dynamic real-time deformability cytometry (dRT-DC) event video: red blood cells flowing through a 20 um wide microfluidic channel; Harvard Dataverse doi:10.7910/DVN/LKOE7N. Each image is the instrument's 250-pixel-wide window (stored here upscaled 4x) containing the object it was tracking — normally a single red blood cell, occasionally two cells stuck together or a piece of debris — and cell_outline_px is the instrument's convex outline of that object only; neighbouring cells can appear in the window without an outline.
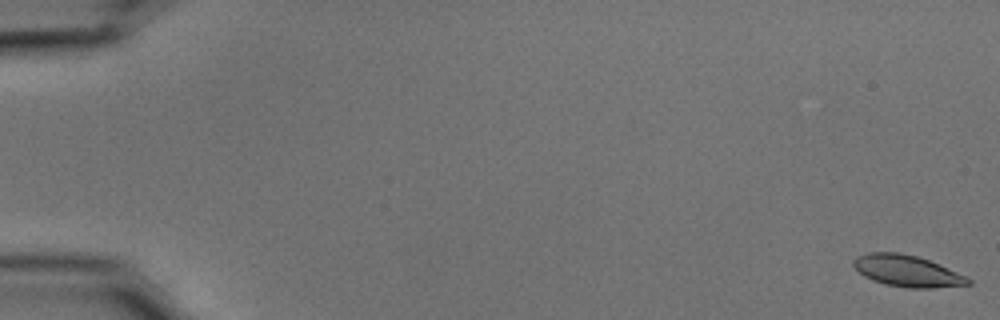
{"species": "common noctule bat (a hibernating species)", "species_latin": "Nyctalus noctula", "temperature_condition": "cold", "stored_images_in_passage": 55, "camera_frame_rate_fps": 3000, "um_per_image_px": 0.085, "animal": {"sex": "male", "body_mass_g": 15.6}, "frame": {"image": 1, "passage_image": 1, "time_ms": 0.0, "image_size_px": [1000, 320], "cell_outline_px": [[972, 284], [932, 288], [908, 288], [884, 284], [872, 280], [864, 276], [852, 264], [852, 260], [856, 256], [868, 252], [900, 252], [916, 256], [928, 260], [968, 276], [972, 280]], "centroid_in_image_um": [77.11, 23.03], "position_along_channel_um": 7.9, "area_um2": 21.15}}
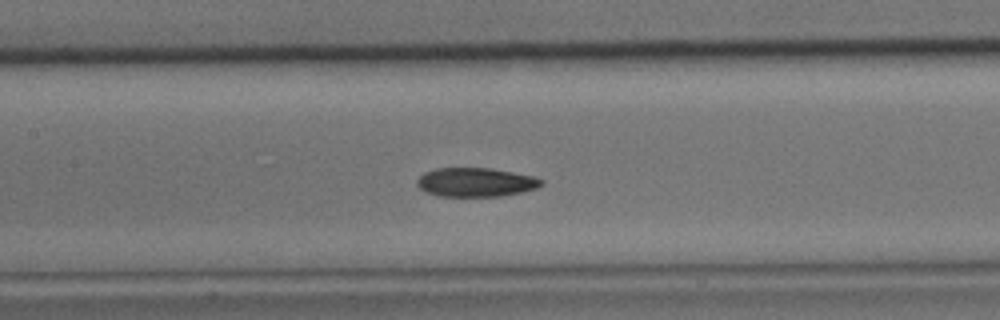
{"frame": {"image": 2, "passage_image": 27, "time_ms": 8.667, "image_size_px": [1000, 320], "cell_outline_px": [[544, 184], [536, 188], [520, 192], [500, 196], [436, 196], [420, 188], [416, 184], [416, 180], [424, 172], [436, 168], [492, 168], [532, 176], [544, 180]], "centroid_in_image_um": [40.42, 15.48], "position_along_channel_um": 167.0, "area_um2": 20.92}}
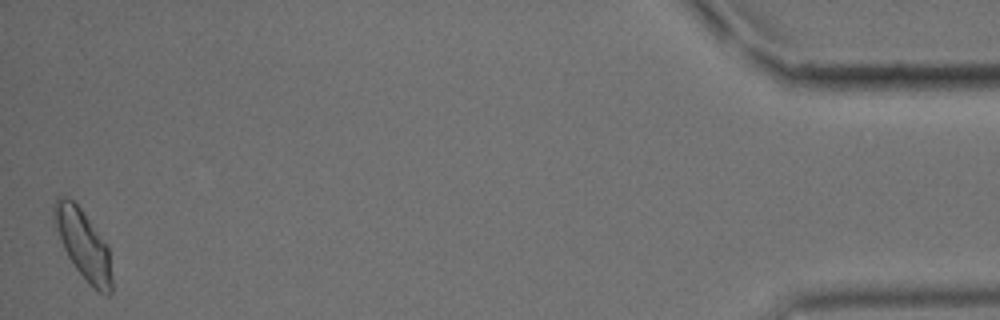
{"frame": {"image": 3, "passage_image": 55, "time_ms": 18.0, "image_size_px": [1000, 320], "cell_outline_px": [[112, 292], [108, 296], [96, 292], [88, 284], [76, 268], [68, 256], [52, 224], [52, 204], [56, 196], [68, 196], [80, 208], [108, 244], [112, 276]], "centroid_in_image_um": [7.06, 20.77], "position_along_channel_um": 428.1, "area_um2": 23.93}, "authors_computed_cell_mechanics": {"area_um2": 21.4438, "velocity_mm_per_s": 3.6848, "shape_relaxation_time_tau1_ms": 3.7486, "shape_relaxation_time_tau2_ms": 2.0916, "deformation_change_tau1": 0.1231, "deformation_change_tau2": 0.0605}}